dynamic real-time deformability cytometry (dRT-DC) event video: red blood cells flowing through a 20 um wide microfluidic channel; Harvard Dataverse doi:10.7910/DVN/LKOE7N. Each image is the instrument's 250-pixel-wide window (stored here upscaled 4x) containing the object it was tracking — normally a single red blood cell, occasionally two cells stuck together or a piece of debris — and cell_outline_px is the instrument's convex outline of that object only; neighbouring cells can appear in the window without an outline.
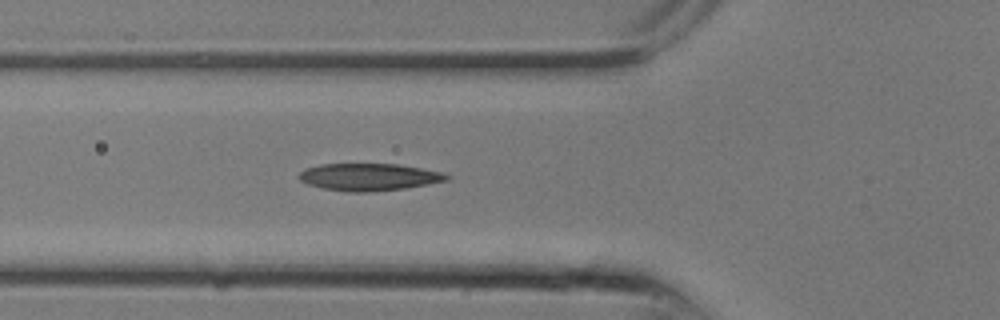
{"species": "common noctule bat (a hibernating species)", "species_latin": "Nyctalus noctula", "temperature_condition": "room temperature", "stored_images_in_passage": 8, "camera_frame_rate_fps": 3000, "um_per_image_px": 0.085, "animal": {"sex": "male", "body_mass_g": 13.3}, "frame": {"image": 1, "passage_image": 8, "time_ms": 2.333, "image_size_px": [1000, 320], "cell_outline_px": [[452, 176], [448, 180], [428, 184], [404, 188], [368, 192], [348, 192], [324, 188], [308, 184], [300, 180], [296, 176], [300, 172], [308, 168], [320, 164], [400, 164], [440, 172]], "centroid_in_image_um": [31.36, 15.04], "position_along_channel_um": 94.4, "area_um2": 23.29}}